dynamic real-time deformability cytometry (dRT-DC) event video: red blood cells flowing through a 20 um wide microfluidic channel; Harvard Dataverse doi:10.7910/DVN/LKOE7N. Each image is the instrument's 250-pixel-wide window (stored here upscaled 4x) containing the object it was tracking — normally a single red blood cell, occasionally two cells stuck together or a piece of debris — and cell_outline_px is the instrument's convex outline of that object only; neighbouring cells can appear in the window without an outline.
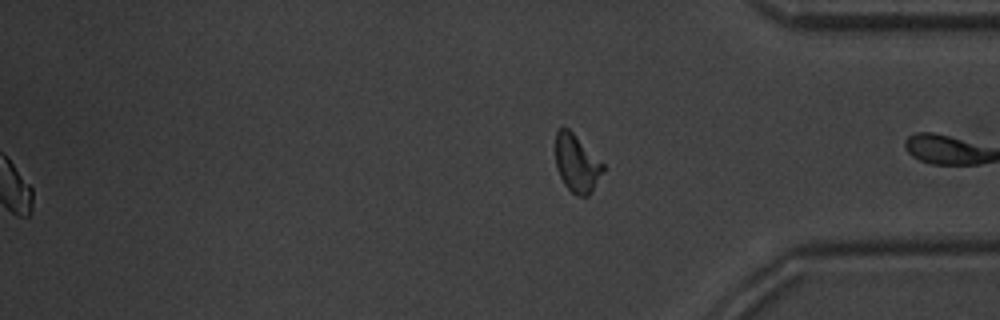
{"species": "common noctule bat (a hibernating species)", "species_latin": "Nyctalus noctula", "temperature_condition": "warm", "stored_images_in_passage": 39, "segment_of_instrument_passage": [2, 2], "camera_frame_rate_fps": 3000, "um_per_image_px": 0.085, "animal": {"sex": "male", "body_mass_g": 20.1, "forearm_length_mm": 53.5}, "frame": {"image": 1, "passage_image": 39, "time_ms": 12.667, "image_size_px": [1000, 320], "cell_outline_px": [[604, 172], [592, 192], [588, 196], [576, 196], [564, 184], [556, 168], [556, 132], [560, 128], [568, 128], [604, 164]], "centroid_in_image_um": [49.04, 13.92], "position_along_channel_um": 386.2, "area_um2": 15.9}}